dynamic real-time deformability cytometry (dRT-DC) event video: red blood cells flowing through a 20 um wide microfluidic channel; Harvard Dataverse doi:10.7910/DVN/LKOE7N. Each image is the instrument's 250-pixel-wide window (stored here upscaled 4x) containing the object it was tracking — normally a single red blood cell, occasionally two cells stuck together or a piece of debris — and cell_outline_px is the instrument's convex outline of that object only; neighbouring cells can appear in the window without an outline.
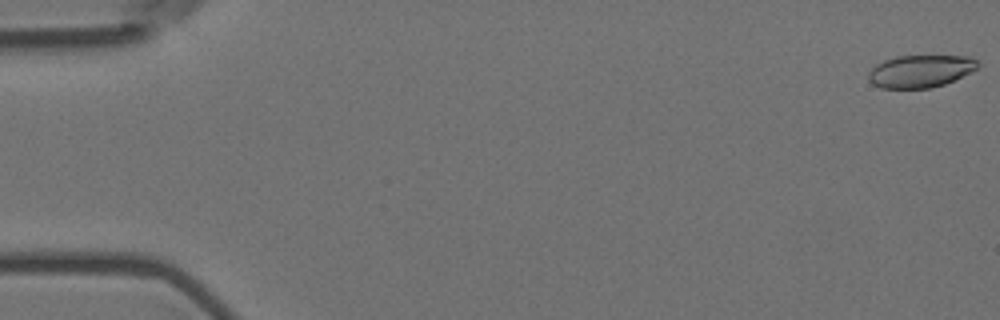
{"species": "Egyptian fruit bat (a non-hibernating species)", "species_latin": "Rousettus aegyptiacus", "temperature_condition": "room temperature", "stored_images_in_passage": 5, "camera_frame_rate_fps": 3000, "um_per_image_px": 0.085, "animal": {"sex": "female"}, "frame": {"image": 1, "passage_image": 1, "time_ms": 0.0, "image_size_px": [1000, 320], "cell_outline_px": [[980, 64], [976, 68], [944, 84], [932, 88], [880, 88], [872, 84], [868, 80], [868, 72], [876, 64], [884, 60], [896, 56], [972, 56]], "centroid_in_image_um": [78.18, 6.05], "position_along_channel_um": 6.8, "area_um2": 20.58}}